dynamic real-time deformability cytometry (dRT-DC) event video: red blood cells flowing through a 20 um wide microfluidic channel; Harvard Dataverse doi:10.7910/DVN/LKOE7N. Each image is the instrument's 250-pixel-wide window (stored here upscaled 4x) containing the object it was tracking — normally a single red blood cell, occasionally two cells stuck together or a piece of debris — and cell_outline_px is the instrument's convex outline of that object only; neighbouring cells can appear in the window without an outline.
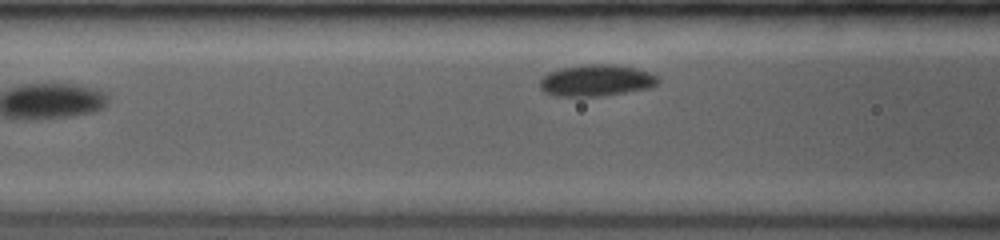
{"species": "common noctule bat (a hibernating species)", "species_latin": "Nyctalus noctula", "temperature_condition": "room temperature", "stored_images_in_passage": 12, "segment_of_instrument_passage": [2, 2], "camera_frame_rate_fps": 3500, "um_per_image_px": 0.085, "animal": {"sex": "female", "body_mass_g": 19.0, "forearm_length_mm": 53.3}, "frame": {"image": 1, "passage_image": 12, "time_ms": 4.0, "image_size_px": [1000, 240], "cell_outline_px": [[660, 80], [656, 84], [648, 88], [600, 96], [556, 96], [544, 92], [540, 88], [540, 80], [548, 72], [560, 68], [588, 64], [612, 64], [636, 68], [648, 72], [656, 76]], "centroid_in_image_um": [50.65, 6.83], "position_along_channel_um": 116.0, "area_um2": 21.56}}